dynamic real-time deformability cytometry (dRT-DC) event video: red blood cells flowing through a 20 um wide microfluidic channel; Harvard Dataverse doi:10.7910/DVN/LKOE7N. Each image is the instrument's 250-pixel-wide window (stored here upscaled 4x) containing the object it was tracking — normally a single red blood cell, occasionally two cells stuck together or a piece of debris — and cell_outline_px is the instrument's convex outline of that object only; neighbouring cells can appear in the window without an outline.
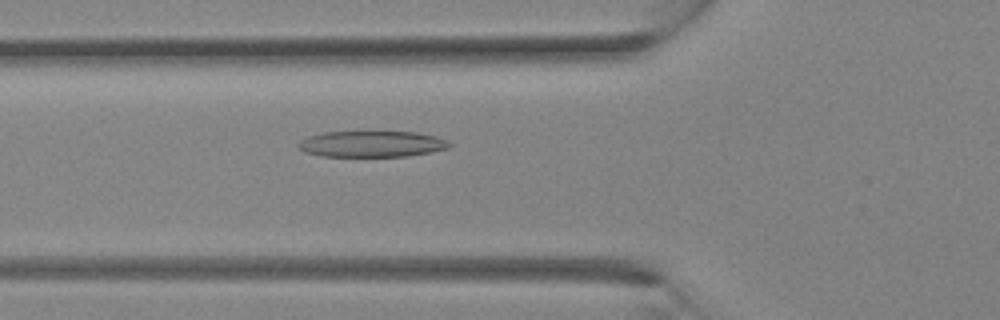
{"species": "Egyptian fruit bat (a non-hibernating species)", "species_latin": "Rousettus aegyptiacus", "temperature_condition": "room temperature", "stored_images_in_passage": 10, "camera_frame_rate_fps": 3000, "um_per_image_px": 0.085, "animal": {"sex": "female"}, "frame": {"image": 1, "passage_image": 2, "time_ms": 0.333, "image_size_px": [1000, 320], "cell_outline_px": [[452, 144], [448, 148], [408, 156], [320, 156], [304, 152], [296, 144], [300, 140], [308, 136], [324, 132], [368, 128], [372, 128], [416, 132], [436, 136], [448, 140]], "centroid_in_image_um": [31.58, 12.17], "position_along_channel_um": 94.2, "area_um2": 24.33}}
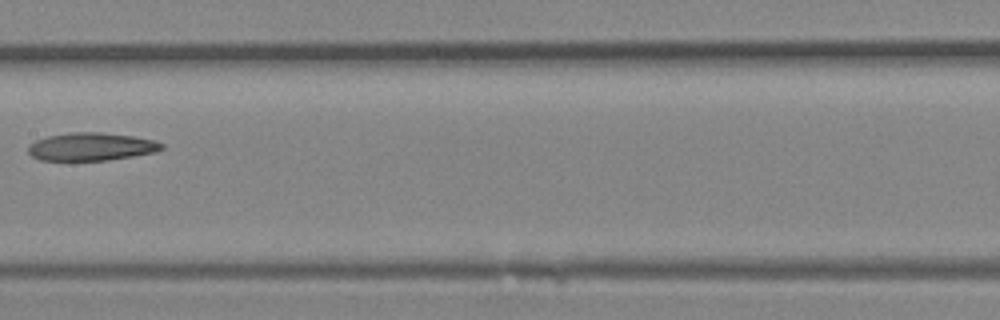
{"frame": {"image": 2, "passage_image": 7, "time_ms": 2.0, "image_size_px": [1000, 320], "cell_outline_px": [[164, 148], [156, 152], [108, 160], [40, 160], [32, 156], [28, 152], [28, 148], [36, 140], [48, 136], [72, 132], [100, 132], [132, 136], [156, 140], [164, 144]], "centroid_in_image_um": [7.8, 12.46], "position_along_channel_um": 199.6, "area_um2": 21.62}}
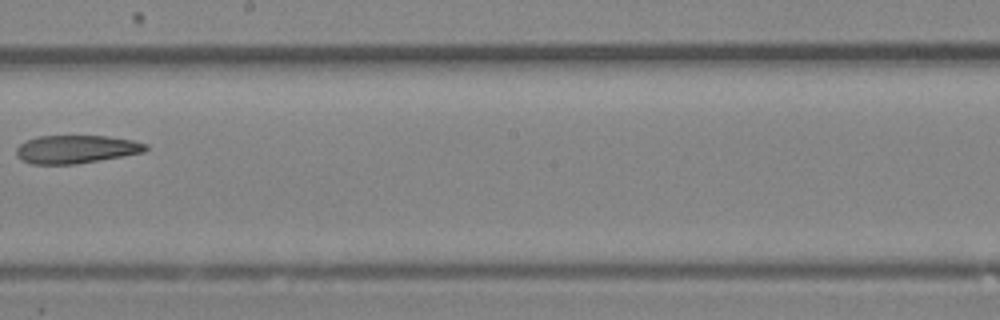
{"frame": {"image": 3, "passage_image": 9, "time_ms": 2.667, "image_size_px": [1000, 320], "cell_outline_px": [[148, 148], [144, 152], [76, 164], [32, 164], [20, 160], [16, 156], [16, 148], [20, 144], [36, 136], [108, 136], [132, 140], [148, 144]], "centroid_in_image_um": [6.44, 12.68], "position_along_channel_um": 241.8, "area_um2": 21.21}}